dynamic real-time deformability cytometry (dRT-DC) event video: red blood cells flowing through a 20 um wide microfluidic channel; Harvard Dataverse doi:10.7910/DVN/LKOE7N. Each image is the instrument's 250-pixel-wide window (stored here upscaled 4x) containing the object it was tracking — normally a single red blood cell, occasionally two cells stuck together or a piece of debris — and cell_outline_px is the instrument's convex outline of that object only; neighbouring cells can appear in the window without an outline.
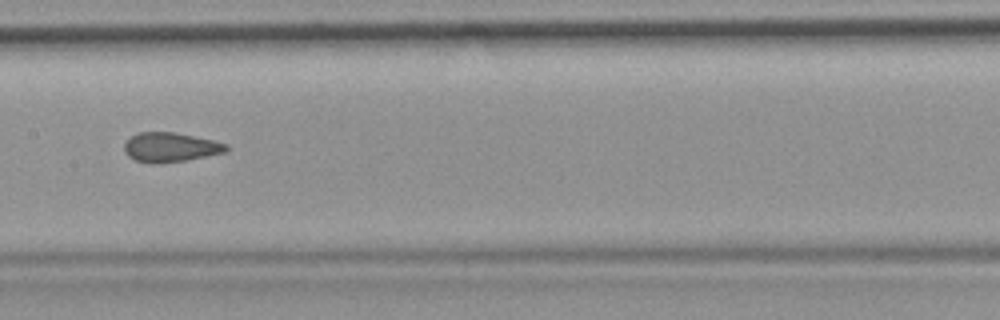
{"species": "common noctule bat (a hibernating species)", "species_latin": "Nyctalus noctula", "temperature_condition": "room temperature", "stored_images_in_passage": 39, "camera_frame_rate_fps": 3000, "um_per_image_px": 0.085, "animal": {"sex": "female", "body_mass_g": 19.9}, "frame": {"image": 1, "passage_image": 12, "time_ms": 3.667, "image_size_px": [1000, 320], "cell_outline_px": [[228, 152], [188, 160], [156, 164], [152, 164], [136, 160], [128, 156], [124, 152], [124, 144], [136, 132], [172, 132], [212, 140], [228, 144]], "centroid_in_image_um": [14.49, 12.53], "position_along_channel_um": 192.9, "area_um2": 17.57}, "authors_computed_cell_mechanics": {"area_um2": 17.6868, "velocity_mm_per_s": 3.7951, "shape_relaxation_time_tau1_ms": null, "shape_relaxation_time_tau2_ms": 1.3693, "deformation_change_tau1": null, "deformation_change_tau2": 0.0697}}